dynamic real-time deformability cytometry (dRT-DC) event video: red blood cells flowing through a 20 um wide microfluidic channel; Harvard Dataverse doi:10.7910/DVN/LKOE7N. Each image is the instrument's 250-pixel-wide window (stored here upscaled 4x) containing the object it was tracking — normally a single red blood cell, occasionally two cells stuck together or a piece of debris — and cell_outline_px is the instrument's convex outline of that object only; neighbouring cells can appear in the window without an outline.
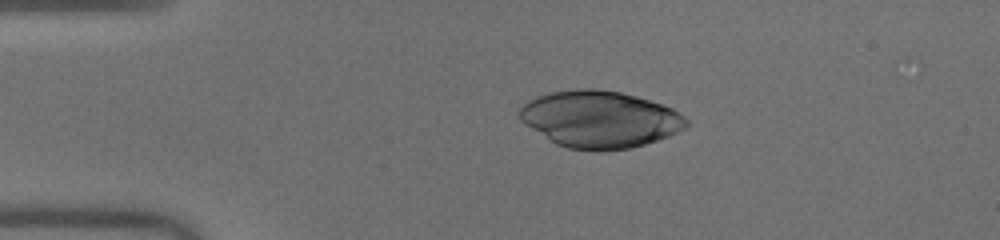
{"species": "human", "species_latin": "Homo sapiens", "temperature_condition": "warm", "stored_images_in_passage": 40, "camera_frame_rate_fps": 3000, "um_per_image_px": 0.085, "donor": {"sex": "male"}, "frame": {"image": 1, "passage_image": 1, "time_ms": 0.0, "image_size_px": [1000, 240], "cell_outline_px": [[688, 128], [668, 136], [644, 144], [628, 148], [568, 148], [556, 144], [524, 124], [516, 116], [516, 112], [528, 100], [536, 96], [552, 92], [580, 88], [596, 88], [620, 92], [636, 96], [664, 104], [672, 108], [684, 116], [688, 120]], "centroid_in_image_um": [50.97, 10.09], "position_along_channel_um": 34.0, "area_um2": 54.91}}
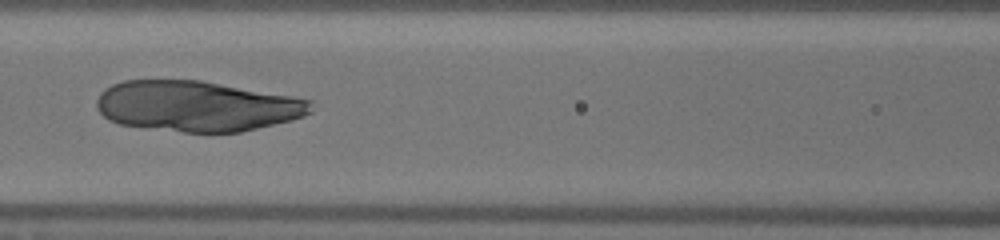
{"frame": {"image": 2, "passage_image": 13, "time_ms": 4.0, "image_size_px": [1000, 240], "cell_outline_px": [[312, 112], [304, 116], [292, 120], [240, 132], [184, 132], [120, 124], [108, 120], [96, 108], [96, 100], [100, 92], [104, 88], [112, 84], [124, 80], [200, 80], [292, 96], [312, 100]], "centroid_in_image_um": [16.72, 9.01], "position_along_channel_um": 149.9, "area_um2": 63.18}}
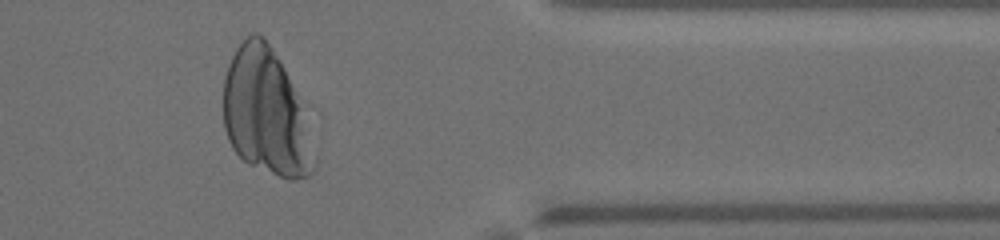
{"frame": {"image": 3, "passage_image": 32, "time_ms": 10.333, "image_size_px": [1000, 240], "cell_outline_px": [[316, 164], [312, 172], [308, 176], [292, 180], [288, 180], [248, 164], [232, 148], [228, 140], [224, 128], [224, 76], [228, 64], [236, 48], [252, 32], [256, 32], [264, 36], [280, 60], [300, 104], [316, 160]], "centroid_in_image_um": [22.56, 9.57], "position_along_channel_um": 388.8, "area_um2": 66.01}}